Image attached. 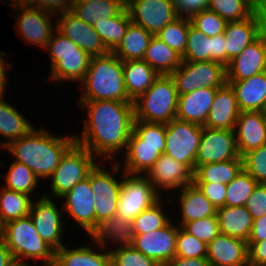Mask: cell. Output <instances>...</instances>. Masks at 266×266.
I'll use <instances>...</instances> for the list:
<instances>
[{
	"mask_svg": "<svg viewBox=\"0 0 266 266\" xmlns=\"http://www.w3.org/2000/svg\"><path fill=\"white\" fill-rule=\"evenodd\" d=\"M202 193L218 209L225 206L227 185L216 183H195Z\"/></svg>",
	"mask_w": 266,
	"mask_h": 266,
	"instance_id": "54",
	"label": "cell"
},
{
	"mask_svg": "<svg viewBox=\"0 0 266 266\" xmlns=\"http://www.w3.org/2000/svg\"><path fill=\"white\" fill-rule=\"evenodd\" d=\"M17 9L22 15L15 26L21 37L30 44H36L46 49L54 32L52 21L48 15L53 14L32 6H17Z\"/></svg>",
	"mask_w": 266,
	"mask_h": 266,
	"instance_id": "19",
	"label": "cell"
},
{
	"mask_svg": "<svg viewBox=\"0 0 266 266\" xmlns=\"http://www.w3.org/2000/svg\"><path fill=\"white\" fill-rule=\"evenodd\" d=\"M94 0H73V3H85V2H92Z\"/></svg>",
	"mask_w": 266,
	"mask_h": 266,
	"instance_id": "68",
	"label": "cell"
},
{
	"mask_svg": "<svg viewBox=\"0 0 266 266\" xmlns=\"http://www.w3.org/2000/svg\"><path fill=\"white\" fill-rule=\"evenodd\" d=\"M146 177L156 191V187L176 189L193 183V172L165 153L149 169Z\"/></svg>",
	"mask_w": 266,
	"mask_h": 266,
	"instance_id": "20",
	"label": "cell"
},
{
	"mask_svg": "<svg viewBox=\"0 0 266 266\" xmlns=\"http://www.w3.org/2000/svg\"><path fill=\"white\" fill-rule=\"evenodd\" d=\"M220 233L248 241L253 218L245 206H224L217 209Z\"/></svg>",
	"mask_w": 266,
	"mask_h": 266,
	"instance_id": "26",
	"label": "cell"
},
{
	"mask_svg": "<svg viewBox=\"0 0 266 266\" xmlns=\"http://www.w3.org/2000/svg\"><path fill=\"white\" fill-rule=\"evenodd\" d=\"M70 3L68 4V2ZM34 4H37L35 6ZM73 0H33L32 7L40 8L48 13L54 15L56 11L61 13L69 11L72 9Z\"/></svg>",
	"mask_w": 266,
	"mask_h": 266,
	"instance_id": "57",
	"label": "cell"
},
{
	"mask_svg": "<svg viewBox=\"0 0 266 266\" xmlns=\"http://www.w3.org/2000/svg\"><path fill=\"white\" fill-rule=\"evenodd\" d=\"M90 235L101 246L105 245V238L114 240L113 242L124 243L122 244L124 247L133 246L134 244L132 222L125 220L118 214H114L108 220L98 224Z\"/></svg>",
	"mask_w": 266,
	"mask_h": 266,
	"instance_id": "32",
	"label": "cell"
},
{
	"mask_svg": "<svg viewBox=\"0 0 266 266\" xmlns=\"http://www.w3.org/2000/svg\"><path fill=\"white\" fill-rule=\"evenodd\" d=\"M124 8L118 0H94L73 3L71 11L83 22L93 26L98 21L117 16Z\"/></svg>",
	"mask_w": 266,
	"mask_h": 266,
	"instance_id": "35",
	"label": "cell"
},
{
	"mask_svg": "<svg viewBox=\"0 0 266 266\" xmlns=\"http://www.w3.org/2000/svg\"><path fill=\"white\" fill-rule=\"evenodd\" d=\"M124 172L140 175L148 172L159 157L164 153L165 146L126 145Z\"/></svg>",
	"mask_w": 266,
	"mask_h": 266,
	"instance_id": "34",
	"label": "cell"
},
{
	"mask_svg": "<svg viewBox=\"0 0 266 266\" xmlns=\"http://www.w3.org/2000/svg\"><path fill=\"white\" fill-rule=\"evenodd\" d=\"M245 207L252 215L253 220L266 215V184H257L247 199Z\"/></svg>",
	"mask_w": 266,
	"mask_h": 266,
	"instance_id": "53",
	"label": "cell"
},
{
	"mask_svg": "<svg viewBox=\"0 0 266 266\" xmlns=\"http://www.w3.org/2000/svg\"><path fill=\"white\" fill-rule=\"evenodd\" d=\"M243 169L258 183L266 184V144L242 156Z\"/></svg>",
	"mask_w": 266,
	"mask_h": 266,
	"instance_id": "51",
	"label": "cell"
},
{
	"mask_svg": "<svg viewBox=\"0 0 266 266\" xmlns=\"http://www.w3.org/2000/svg\"><path fill=\"white\" fill-rule=\"evenodd\" d=\"M34 127L13 106L0 98V134L9 141L1 144L5 147L8 143L27 135Z\"/></svg>",
	"mask_w": 266,
	"mask_h": 266,
	"instance_id": "37",
	"label": "cell"
},
{
	"mask_svg": "<svg viewBox=\"0 0 266 266\" xmlns=\"http://www.w3.org/2000/svg\"><path fill=\"white\" fill-rule=\"evenodd\" d=\"M178 16L190 17L202 10L208 9L209 0H174Z\"/></svg>",
	"mask_w": 266,
	"mask_h": 266,
	"instance_id": "55",
	"label": "cell"
},
{
	"mask_svg": "<svg viewBox=\"0 0 266 266\" xmlns=\"http://www.w3.org/2000/svg\"><path fill=\"white\" fill-rule=\"evenodd\" d=\"M143 60L159 75H170L182 62V57L155 35L151 38Z\"/></svg>",
	"mask_w": 266,
	"mask_h": 266,
	"instance_id": "30",
	"label": "cell"
},
{
	"mask_svg": "<svg viewBox=\"0 0 266 266\" xmlns=\"http://www.w3.org/2000/svg\"><path fill=\"white\" fill-rule=\"evenodd\" d=\"M44 266H56L55 264H49V265H44Z\"/></svg>",
	"mask_w": 266,
	"mask_h": 266,
	"instance_id": "71",
	"label": "cell"
},
{
	"mask_svg": "<svg viewBox=\"0 0 266 266\" xmlns=\"http://www.w3.org/2000/svg\"><path fill=\"white\" fill-rule=\"evenodd\" d=\"M189 27V18L179 16L163 27L155 36L183 57L186 50Z\"/></svg>",
	"mask_w": 266,
	"mask_h": 266,
	"instance_id": "41",
	"label": "cell"
},
{
	"mask_svg": "<svg viewBox=\"0 0 266 266\" xmlns=\"http://www.w3.org/2000/svg\"><path fill=\"white\" fill-rule=\"evenodd\" d=\"M123 75L128 97L133 102L144 94L159 76L144 60L124 61Z\"/></svg>",
	"mask_w": 266,
	"mask_h": 266,
	"instance_id": "27",
	"label": "cell"
},
{
	"mask_svg": "<svg viewBox=\"0 0 266 266\" xmlns=\"http://www.w3.org/2000/svg\"><path fill=\"white\" fill-rule=\"evenodd\" d=\"M166 124L134 120L127 145L165 146Z\"/></svg>",
	"mask_w": 266,
	"mask_h": 266,
	"instance_id": "39",
	"label": "cell"
},
{
	"mask_svg": "<svg viewBox=\"0 0 266 266\" xmlns=\"http://www.w3.org/2000/svg\"><path fill=\"white\" fill-rule=\"evenodd\" d=\"M266 71V46L257 38L226 67V81L245 80Z\"/></svg>",
	"mask_w": 266,
	"mask_h": 266,
	"instance_id": "21",
	"label": "cell"
},
{
	"mask_svg": "<svg viewBox=\"0 0 266 266\" xmlns=\"http://www.w3.org/2000/svg\"><path fill=\"white\" fill-rule=\"evenodd\" d=\"M45 129L33 128L27 135L8 143L4 149L12 152L38 178H49L64 154L76 143L75 136L60 138Z\"/></svg>",
	"mask_w": 266,
	"mask_h": 266,
	"instance_id": "2",
	"label": "cell"
},
{
	"mask_svg": "<svg viewBox=\"0 0 266 266\" xmlns=\"http://www.w3.org/2000/svg\"><path fill=\"white\" fill-rule=\"evenodd\" d=\"M258 27V38L266 46V23H256Z\"/></svg>",
	"mask_w": 266,
	"mask_h": 266,
	"instance_id": "64",
	"label": "cell"
},
{
	"mask_svg": "<svg viewBox=\"0 0 266 266\" xmlns=\"http://www.w3.org/2000/svg\"><path fill=\"white\" fill-rule=\"evenodd\" d=\"M159 198V192L157 193L146 176L130 174L129 177V174L125 173L118 199L117 214L132 222L138 214L150 208Z\"/></svg>",
	"mask_w": 266,
	"mask_h": 266,
	"instance_id": "9",
	"label": "cell"
},
{
	"mask_svg": "<svg viewBox=\"0 0 266 266\" xmlns=\"http://www.w3.org/2000/svg\"><path fill=\"white\" fill-rule=\"evenodd\" d=\"M178 95L198 88H220L226 83V67L214 61H182L171 74Z\"/></svg>",
	"mask_w": 266,
	"mask_h": 266,
	"instance_id": "8",
	"label": "cell"
},
{
	"mask_svg": "<svg viewBox=\"0 0 266 266\" xmlns=\"http://www.w3.org/2000/svg\"><path fill=\"white\" fill-rule=\"evenodd\" d=\"M266 239V215L253 220V227L247 242H260Z\"/></svg>",
	"mask_w": 266,
	"mask_h": 266,
	"instance_id": "59",
	"label": "cell"
},
{
	"mask_svg": "<svg viewBox=\"0 0 266 266\" xmlns=\"http://www.w3.org/2000/svg\"><path fill=\"white\" fill-rule=\"evenodd\" d=\"M88 177L78 182L70 191L60 198H66L65 209L68 213L91 234L95 230V198Z\"/></svg>",
	"mask_w": 266,
	"mask_h": 266,
	"instance_id": "16",
	"label": "cell"
},
{
	"mask_svg": "<svg viewBox=\"0 0 266 266\" xmlns=\"http://www.w3.org/2000/svg\"><path fill=\"white\" fill-rule=\"evenodd\" d=\"M56 266H111L110 252L96 253L89 247L68 249L62 246L55 251Z\"/></svg>",
	"mask_w": 266,
	"mask_h": 266,
	"instance_id": "33",
	"label": "cell"
},
{
	"mask_svg": "<svg viewBox=\"0 0 266 266\" xmlns=\"http://www.w3.org/2000/svg\"><path fill=\"white\" fill-rule=\"evenodd\" d=\"M207 244L178 226L175 257L206 258Z\"/></svg>",
	"mask_w": 266,
	"mask_h": 266,
	"instance_id": "49",
	"label": "cell"
},
{
	"mask_svg": "<svg viewBox=\"0 0 266 266\" xmlns=\"http://www.w3.org/2000/svg\"><path fill=\"white\" fill-rule=\"evenodd\" d=\"M121 185L122 180L118 182L98 164L90 171V186L95 198V229L98 224L117 214Z\"/></svg>",
	"mask_w": 266,
	"mask_h": 266,
	"instance_id": "11",
	"label": "cell"
},
{
	"mask_svg": "<svg viewBox=\"0 0 266 266\" xmlns=\"http://www.w3.org/2000/svg\"><path fill=\"white\" fill-rule=\"evenodd\" d=\"M160 199L132 220L134 235L144 234L166 226L170 221L162 212Z\"/></svg>",
	"mask_w": 266,
	"mask_h": 266,
	"instance_id": "45",
	"label": "cell"
},
{
	"mask_svg": "<svg viewBox=\"0 0 266 266\" xmlns=\"http://www.w3.org/2000/svg\"><path fill=\"white\" fill-rule=\"evenodd\" d=\"M248 266H266V239L260 242H247Z\"/></svg>",
	"mask_w": 266,
	"mask_h": 266,
	"instance_id": "56",
	"label": "cell"
},
{
	"mask_svg": "<svg viewBox=\"0 0 266 266\" xmlns=\"http://www.w3.org/2000/svg\"><path fill=\"white\" fill-rule=\"evenodd\" d=\"M37 178L35 173L26 165L14 161L12 165H10L6 177L7 186L4 188L30 195L37 186Z\"/></svg>",
	"mask_w": 266,
	"mask_h": 266,
	"instance_id": "44",
	"label": "cell"
},
{
	"mask_svg": "<svg viewBox=\"0 0 266 266\" xmlns=\"http://www.w3.org/2000/svg\"><path fill=\"white\" fill-rule=\"evenodd\" d=\"M226 83L234 89L240 111H262L266 101V71L245 80Z\"/></svg>",
	"mask_w": 266,
	"mask_h": 266,
	"instance_id": "24",
	"label": "cell"
},
{
	"mask_svg": "<svg viewBox=\"0 0 266 266\" xmlns=\"http://www.w3.org/2000/svg\"><path fill=\"white\" fill-rule=\"evenodd\" d=\"M3 55H6V53H4L3 51L0 52ZM1 54H0V98H3V92H4V88H5V82L7 81L6 78V74H5V69L6 66L4 65L3 59L1 58Z\"/></svg>",
	"mask_w": 266,
	"mask_h": 266,
	"instance_id": "63",
	"label": "cell"
},
{
	"mask_svg": "<svg viewBox=\"0 0 266 266\" xmlns=\"http://www.w3.org/2000/svg\"><path fill=\"white\" fill-rule=\"evenodd\" d=\"M181 193L180 204L183 216L181 226H183L186 222H191L209 216H217V208L202 193L194 182L182 187Z\"/></svg>",
	"mask_w": 266,
	"mask_h": 266,
	"instance_id": "28",
	"label": "cell"
},
{
	"mask_svg": "<svg viewBox=\"0 0 266 266\" xmlns=\"http://www.w3.org/2000/svg\"><path fill=\"white\" fill-rule=\"evenodd\" d=\"M234 132L237 149L242 157L266 144V116L261 111H240Z\"/></svg>",
	"mask_w": 266,
	"mask_h": 266,
	"instance_id": "18",
	"label": "cell"
},
{
	"mask_svg": "<svg viewBox=\"0 0 266 266\" xmlns=\"http://www.w3.org/2000/svg\"><path fill=\"white\" fill-rule=\"evenodd\" d=\"M31 204L29 195L3 187L0 194V227L8 221L28 216Z\"/></svg>",
	"mask_w": 266,
	"mask_h": 266,
	"instance_id": "38",
	"label": "cell"
},
{
	"mask_svg": "<svg viewBox=\"0 0 266 266\" xmlns=\"http://www.w3.org/2000/svg\"><path fill=\"white\" fill-rule=\"evenodd\" d=\"M111 266H161L133 246L110 250Z\"/></svg>",
	"mask_w": 266,
	"mask_h": 266,
	"instance_id": "50",
	"label": "cell"
},
{
	"mask_svg": "<svg viewBox=\"0 0 266 266\" xmlns=\"http://www.w3.org/2000/svg\"><path fill=\"white\" fill-rule=\"evenodd\" d=\"M56 30L73 41L91 57L103 56L109 53L93 26L83 22L71 10L62 13L57 22Z\"/></svg>",
	"mask_w": 266,
	"mask_h": 266,
	"instance_id": "14",
	"label": "cell"
},
{
	"mask_svg": "<svg viewBox=\"0 0 266 266\" xmlns=\"http://www.w3.org/2000/svg\"><path fill=\"white\" fill-rule=\"evenodd\" d=\"M125 8L129 6L134 0H118Z\"/></svg>",
	"mask_w": 266,
	"mask_h": 266,
	"instance_id": "66",
	"label": "cell"
},
{
	"mask_svg": "<svg viewBox=\"0 0 266 266\" xmlns=\"http://www.w3.org/2000/svg\"><path fill=\"white\" fill-rule=\"evenodd\" d=\"M243 169L242 159L207 163L193 173L194 183L229 184Z\"/></svg>",
	"mask_w": 266,
	"mask_h": 266,
	"instance_id": "31",
	"label": "cell"
},
{
	"mask_svg": "<svg viewBox=\"0 0 266 266\" xmlns=\"http://www.w3.org/2000/svg\"><path fill=\"white\" fill-rule=\"evenodd\" d=\"M191 25L205 36L213 37L224 33L227 21L217 13L205 9L189 17Z\"/></svg>",
	"mask_w": 266,
	"mask_h": 266,
	"instance_id": "47",
	"label": "cell"
},
{
	"mask_svg": "<svg viewBox=\"0 0 266 266\" xmlns=\"http://www.w3.org/2000/svg\"><path fill=\"white\" fill-rule=\"evenodd\" d=\"M240 114L234 89L225 83L218 88L204 127L234 130Z\"/></svg>",
	"mask_w": 266,
	"mask_h": 266,
	"instance_id": "22",
	"label": "cell"
},
{
	"mask_svg": "<svg viewBox=\"0 0 266 266\" xmlns=\"http://www.w3.org/2000/svg\"><path fill=\"white\" fill-rule=\"evenodd\" d=\"M55 34L57 36L53 37ZM55 34H52L46 48L50 52L52 68L60 61V57L90 56L58 30Z\"/></svg>",
	"mask_w": 266,
	"mask_h": 266,
	"instance_id": "48",
	"label": "cell"
},
{
	"mask_svg": "<svg viewBox=\"0 0 266 266\" xmlns=\"http://www.w3.org/2000/svg\"><path fill=\"white\" fill-rule=\"evenodd\" d=\"M16 6H32L33 0H12Z\"/></svg>",
	"mask_w": 266,
	"mask_h": 266,
	"instance_id": "65",
	"label": "cell"
},
{
	"mask_svg": "<svg viewBox=\"0 0 266 266\" xmlns=\"http://www.w3.org/2000/svg\"><path fill=\"white\" fill-rule=\"evenodd\" d=\"M93 154L75 143L61 158L57 168L51 174V191L61 197L70 191L78 182L86 179L95 167Z\"/></svg>",
	"mask_w": 266,
	"mask_h": 266,
	"instance_id": "6",
	"label": "cell"
},
{
	"mask_svg": "<svg viewBox=\"0 0 266 266\" xmlns=\"http://www.w3.org/2000/svg\"><path fill=\"white\" fill-rule=\"evenodd\" d=\"M178 227L169 222L163 228L134 235L133 247L164 266L175 257Z\"/></svg>",
	"mask_w": 266,
	"mask_h": 266,
	"instance_id": "13",
	"label": "cell"
},
{
	"mask_svg": "<svg viewBox=\"0 0 266 266\" xmlns=\"http://www.w3.org/2000/svg\"><path fill=\"white\" fill-rule=\"evenodd\" d=\"M79 103L88 108L89 118L84 121L82 138L75 136L78 145L108 159L126 148L135 120L134 102L98 100Z\"/></svg>",
	"mask_w": 266,
	"mask_h": 266,
	"instance_id": "1",
	"label": "cell"
},
{
	"mask_svg": "<svg viewBox=\"0 0 266 266\" xmlns=\"http://www.w3.org/2000/svg\"><path fill=\"white\" fill-rule=\"evenodd\" d=\"M261 112L266 116V101Z\"/></svg>",
	"mask_w": 266,
	"mask_h": 266,
	"instance_id": "69",
	"label": "cell"
},
{
	"mask_svg": "<svg viewBox=\"0 0 266 266\" xmlns=\"http://www.w3.org/2000/svg\"><path fill=\"white\" fill-rule=\"evenodd\" d=\"M226 45V67L249 44L258 38V27L253 14L240 21L228 22L224 31Z\"/></svg>",
	"mask_w": 266,
	"mask_h": 266,
	"instance_id": "25",
	"label": "cell"
},
{
	"mask_svg": "<svg viewBox=\"0 0 266 266\" xmlns=\"http://www.w3.org/2000/svg\"><path fill=\"white\" fill-rule=\"evenodd\" d=\"M246 1L253 8L255 5H257L262 0H246Z\"/></svg>",
	"mask_w": 266,
	"mask_h": 266,
	"instance_id": "67",
	"label": "cell"
},
{
	"mask_svg": "<svg viewBox=\"0 0 266 266\" xmlns=\"http://www.w3.org/2000/svg\"><path fill=\"white\" fill-rule=\"evenodd\" d=\"M16 262L4 241L0 238V266H15Z\"/></svg>",
	"mask_w": 266,
	"mask_h": 266,
	"instance_id": "61",
	"label": "cell"
},
{
	"mask_svg": "<svg viewBox=\"0 0 266 266\" xmlns=\"http://www.w3.org/2000/svg\"><path fill=\"white\" fill-rule=\"evenodd\" d=\"M256 23H266V0L260 1L252 9Z\"/></svg>",
	"mask_w": 266,
	"mask_h": 266,
	"instance_id": "62",
	"label": "cell"
},
{
	"mask_svg": "<svg viewBox=\"0 0 266 266\" xmlns=\"http://www.w3.org/2000/svg\"><path fill=\"white\" fill-rule=\"evenodd\" d=\"M62 212L48 196L42 195L39 201L31 204L29 216L31 217L37 233L48 243L55 251L63 245L61 234L63 225L61 221Z\"/></svg>",
	"mask_w": 266,
	"mask_h": 266,
	"instance_id": "15",
	"label": "cell"
},
{
	"mask_svg": "<svg viewBox=\"0 0 266 266\" xmlns=\"http://www.w3.org/2000/svg\"><path fill=\"white\" fill-rule=\"evenodd\" d=\"M182 228L206 244L211 242L220 233L217 216H209L186 222Z\"/></svg>",
	"mask_w": 266,
	"mask_h": 266,
	"instance_id": "52",
	"label": "cell"
},
{
	"mask_svg": "<svg viewBox=\"0 0 266 266\" xmlns=\"http://www.w3.org/2000/svg\"><path fill=\"white\" fill-rule=\"evenodd\" d=\"M154 35L140 25L131 22L122 41L113 51L123 62L143 60L149 42Z\"/></svg>",
	"mask_w": 266,
	"mask_h": 266,
	"instance_id": "29",
	"label": "cell"
},
{
	"mask_svg": "<svg viewBox=\"0 0 266 266\" xmlns=\"http://www.w3.org/2000/svg\"><path fill=\"white\" fill-rule=\"evenodd\" d=\"M218 88H198L178 95L176 118L204 126Z\"/></svg>",
	"mask_w": 266,
	"mask_h": 266,
	"instance_id": "23",
	"label": "cell"
},
{
	"mask_svg": "<svg viewBox=\"0 0 266 266\" xmlns=\"http://www.w3.org/2000/svg\"><path fill=\"white\" fill-rule=\"evenodd\" d=\"M0 238L11 251L16 264L25 265L21 261L25 257L44 259L45 265L55 263V250L37 233L29 215L3 224Z\"/></svg>",
	"mask_w": 266,
	"mask_h": 266,
	"instance_id": "4",
	"label": "cell"
},
{
	"mask_svg": "<svg viewBox=\"0 0 266 266\" xmlns=\"http://www.w3.org/2000/svg\"><path fill=\"white\" fill-rule=\"evenodd\" d=\"M164 266H210V264L206 258L174 257Z\"/></svg>",
	"mask_w": 266,
	"mask_h": 266,
	"instance_id": "60",
	"label": "cell"
},
{
	"mask_svg": "<svg viewBox=\"0 0 266 266\" xmlns=\"http://www.w3.org/2000/svg\"><path fill=\"white\" fill-rule=\"evenodd\" d=\"M15 266H28V264H16Z\"/></svg>",
	"mask_w": 266,
	"mask_h": 266,
	"instance_id": "70",
	"label": "cell"
},
{
	"mask_svg": "<svg viewBox=\"0 0 266 266\" xmlns=\"http://www.w3.org/2000/svg\"><path fill=\"white\" fill-rule=\"evenodd\" d=\"M203 126L173 119L166 124L164 153L186 165L193 173Z\"/></svg>",
	"mask_w": 266,
	"mask_h": 266,
	"instance_id": "7",
	"label": "cell"
},
{
	"mask_svg": "<svg viewBox=\"0 0 266 266\" xmlns=\"http://www.w3.org/2000/svg\"><path fill=\"white\" fill-rule=\"evenodd\" d=\"M91 56L60 57V61L51 69L50 78L55 81H79L85 78Z\"/></svg>",
	"mask_w": 266,
	"mask_h": 266,
	"instance_id": "40",
	"label": "cell"
},
{
	"mask_svg": "<svg viewBox=\"0 0 266 266\" xmlns=\"http://www.w3.org/2000/svg\"><path fill=\"white\" fill-rule=\"evenodd\" d=\"M182 61H212L211 37L205 36L201 31L195 29L191 23Z\"/></svg>",
	"mask_w": 266,
	"mask_h": 266,
	"instance_id": "42",
	"label": "cell"
},
{
	"mask_svg": "<svg viewBox=\"0 0 266 266\" xmlns=\"http://www.w3.org/2000/svg\"><path fill=\"white\" fill-rule=\"evenodd\" d=\"M257 182L244 170L227 184L225 206H245Z\"/></svg>",
	"mask_w": 266,
	"mask_h": 266,
	"instance_id": "43",
	"label": "cell"
},
{
	"mask_svg": "<svg viewBox=\"0 0 266 266\" xmlns=\"http://www.w3.org/2000/svg\"><path fill=\"white\" fill-rule=\"evenodd\" d=\"M131 19L127 8H124L117 16L98 21L93 28L109 52H113L124 37Z\"/></svg>",
	"mask_w": 266,
	"mask_h": 266,
	"instance_id": "36",
	"label": "cell"
},
{
	"mask_svg": "<svg viewBox=\"0 0 266 266\" xmlns=\"http://www.w3.org/2000/svg\"><path fill=\"white\" fill-rule=\"evenodd\" d=\"M242 159L239 155L234 130L211 129L203 126L195 159V170L207 163Z\"/></svg>",
	"mask_w": 266,
	"mask_h": 266,
	"instance_id": "10",
	"label": "cell"
},
{
	"mask_svg": "<svg viewBox=\"0 0 266 266\" xmlns=\"http://www.w3.org/2000/svg\"><path fill=\"white\" fill-rule=\"evenodd\" d=\"M224 33L211 37L212 61L226 67V45Z\"/></svg>",
	"mask_w": 266,
	"mask_h": 266,
	"instance_id": "58",
	"label": "cell"
},
{
	"mask_svg": "<svg viewBox=\"0 0 266 266\" xmlns=\"http://www.w3.org/2000/svg\"><path fill=\"white\" fill-rule=\"evenodd\" d=\"M178 93L171 75H159L134 101L135 120L167 124L176 118Z\"/></svg>",
	"mask_w": 266,
	"mask_h": 266,
	"instance_id": "5",
	"label": "cell"
},
{
	"mask_svg": "<svg viewBox=\"0 0 266 266\" xmlns=\"http://www.w3.org/2000/svg\"><path fill=\"white\" fill-rule=\"evenodd\" d=\"M82 84L84 95L80 97V101L133 102L125 88L123 61L113 52L91 57Z\"/></svg>",
	"mask_w": 266,
	"mask_h": 266,
	"instance_id": "3",
	"label": "cell"
},
{
	"mask_svg": "<svg viewBox=\"0 0 266 266\" xmlns=\"http://www.w3.org/2000/svg\"><path fill=\"white\" fill-rule=\"evenodd\" d=\"M208 9L232 22L249 18L253 8L246 0H209Z\"/></svg>",
	"mask_w": 266,
	"mask_h": 266,
	"instance_id": "46",
	"label": "cell"
},
{
	"mask_svg": "<svg viewBox=\"0 0 266 266\" xmlns=\"http://www.w3.org/2000/svg\"><path fill=\"white\" fill-rule=\"evenodd\" d=\"M210 266H248V245L243 239L219 233L207 244Z\"/></svg>",
	"mask_w": 266,
	"mask_h": 266,
	"instance_id": "17",
	"label": "cell"
},
{
	"mask_svg": "<svg viewBox=\"0 0 266 266\" xmlns=\"http://www.w3.org/2000/svg\"><path fill=\"white\" fill-rule=\"evenodd\" d=\"M126 8L131 22L153 35L179 17L174 0H134Z\"/></svg>",
	"mask_w": 266,
	"mask_h": 266,
	"instance_id": "12",
	"label": "cell"
}]
</instances>
